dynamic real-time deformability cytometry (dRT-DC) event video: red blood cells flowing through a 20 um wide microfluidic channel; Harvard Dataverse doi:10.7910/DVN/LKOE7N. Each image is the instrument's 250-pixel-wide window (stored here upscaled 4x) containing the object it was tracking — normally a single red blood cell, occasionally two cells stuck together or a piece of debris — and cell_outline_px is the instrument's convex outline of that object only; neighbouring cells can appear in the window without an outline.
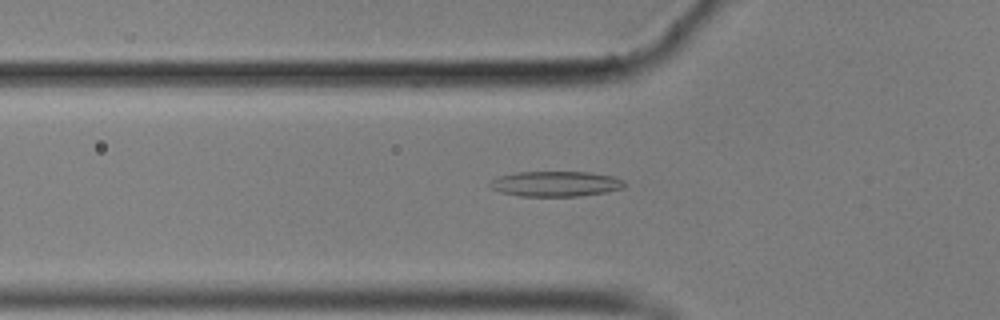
{"species": "common noctule bat (a hibernating species)", "species_latin": "Nyctalus noctula", "temperature_condition": "cold", "stored_images_in_passage": 46, "camera_frame_rate_fps": 3000, "um_per_image_px": 0.085, "animal": {"sex": "male", "body_mass_g": 17.9}, "frame": {"image": 1, "passage_image": 8, "time_ms": 2.333, "image_size_px": [1000, 320], "cell_outline_px": [[624, 184], [620, 188], [604, 192], [580, 196], [520, 196], [500, 192], [492, 188], [488, 184], [492, 180], [500, 176], [520, 172], [588, 172], [612, 176], [624, 180]], "centroid_in_image_um": [47.2, 15.62], "position_along_channel_um": 78.6, "area_um2": 19.54}}
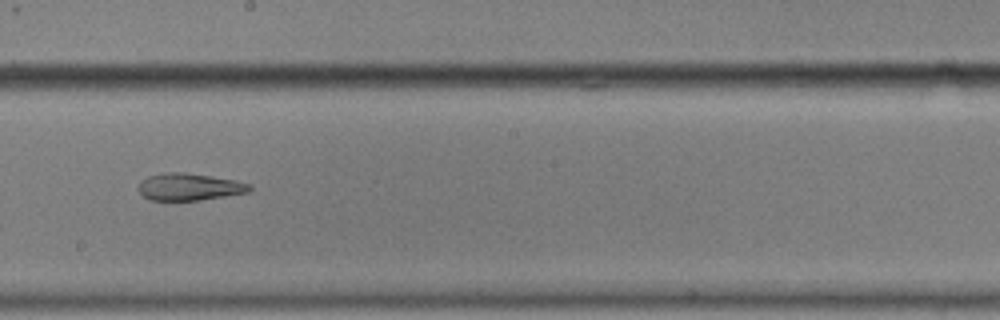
{"frame": {"image": 2, "passage_image": 21, "time_ms": 6.667, "image_size_px": [1000, 320], "cell_outline_px": [[252, 188], [248, 192], [200, 200], [148, 200], [136, 188], [140, 180], [148, 176], [164, 172], [184, 172], [212, 176], [236, 180], [252, 184]], "centroid_in_image_um": [16.06, 15.87], "position_along_channel_um": 232.1, "area_um2": 17.74}}
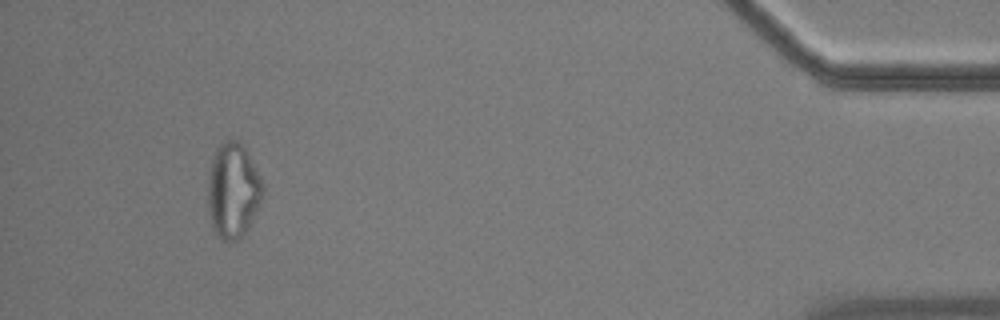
{"frame": {"image": 3, "passage_image": 42, "time_ms": 13.667, "image_size_px": [1000, 320], "cell_outline_px": [[264, 196], [248, 228], [236, 240], [228, 244], [220, 240], [212, 224], [208, 212], [208, 172], [216, 148], [224, 140], [236, 140], [244, 144], [264, 184]], "centroid_in_image_um": [19.81, 16.19], "position_along_channel_um": 415.4, "area_um2": 30.87}, "authors_computed_cell_mechanics": {"area_um2": 19.3052, "velocity_mm_per_s": 3.5265, "shape_relaxation_time_tau1_ms": null, "shape_relaxation_time_tau2_ms": 2.7815, "deformation_change_tau1": null, "deformation_change_tau2": 0.1109}}